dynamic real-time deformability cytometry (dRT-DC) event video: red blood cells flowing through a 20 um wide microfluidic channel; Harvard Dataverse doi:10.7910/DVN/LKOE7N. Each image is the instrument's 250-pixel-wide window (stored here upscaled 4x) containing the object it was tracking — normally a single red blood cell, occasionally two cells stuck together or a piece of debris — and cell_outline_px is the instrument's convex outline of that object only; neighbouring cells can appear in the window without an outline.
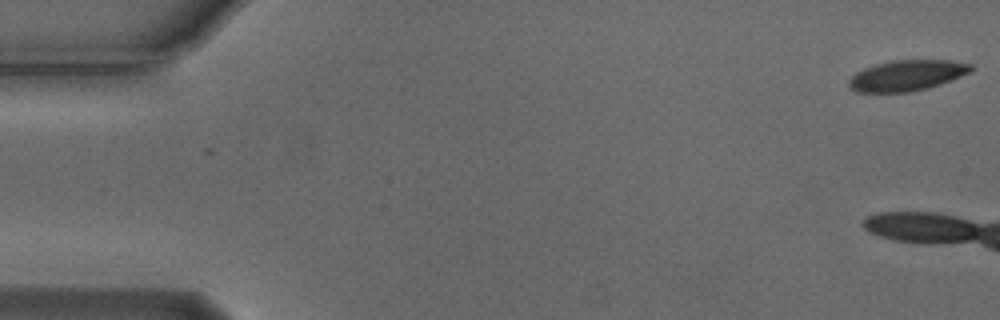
{"species": "Egyptian fruit bat (a non-hibernating species)", "species_latin": "Rousettus aegyptiacus", "temperature_condition": "cold", "stored_images_in_passage": 2, "camera_frame_rate_fps": 3000, "um_per_image_px": 0.085, "animal": {"sex": "male"}, "frame": {"image": 1, "passage_image": 2, "time_ms": 0.333, "image_size_px": [1000, 320], "cell_outline_px": [[972, 72], [952, 80], [928, 88], [908, 92], [856, 92], [848, 84], [848, 80], [856, 72], [872, 64], [892, 60], [948, 60], [972, 64]], "centroid_in_image_um": [77.09, 6.4], "position_along_channel_um": 7.9, "area_um2": 21.96}}